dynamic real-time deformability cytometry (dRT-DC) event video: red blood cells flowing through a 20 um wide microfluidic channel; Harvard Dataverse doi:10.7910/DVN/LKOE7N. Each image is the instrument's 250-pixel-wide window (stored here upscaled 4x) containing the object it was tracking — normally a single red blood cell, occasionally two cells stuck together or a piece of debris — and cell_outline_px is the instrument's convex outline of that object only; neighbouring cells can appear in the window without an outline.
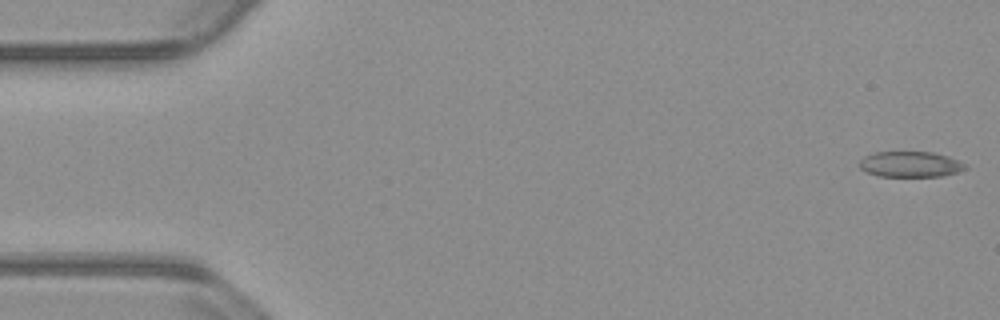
{"species": "common noctule bat (a hibernating species)", "species_latin": "Nyctalus noctula", "temperature_condition": "warm", "stored_images_in_passage": 47, "camera_frame_rate_fps": 3000, "um_per_image_px": 0.085, "animal": {"sex": "male", "body_mass_g": 23.1, "forearm_length_mm": 52.7}, "frame": {"image": 1, "passage_image": 1, "time_ms": 0.0, "image_size_px": [1000, 320], "cell_outline_px": [[968, 168], [960, 172], [940, 176], [876, 176], [860, 168], [860, 160], [864, 156], [872, 152], [932, 152], [948, 156], [968, 164]], "centroid_in_image_um": [77.42, 13.96], "position_along_channel_um": 7.6, "area_um2": 15.95}}
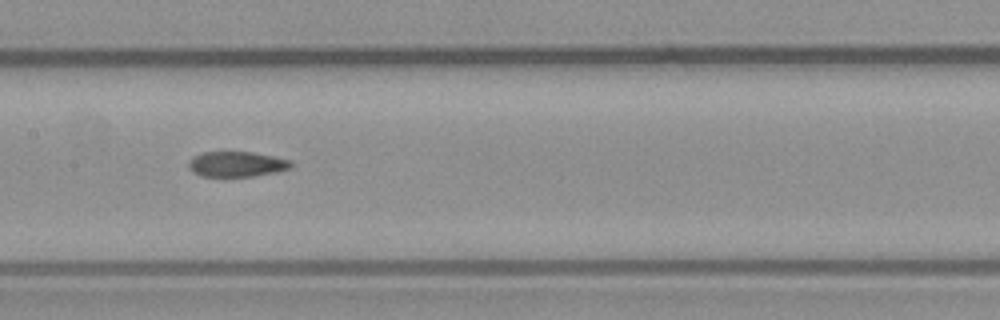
{"frame": {"image": 2, "passage_image": 26, "time_ms": 8.333, "image_size_px": [1000, 320], "cell_outline_px": [[292, 164], [288, 168], [276, 172], [252, 176], [200, 176], [192, 172], [188, 168], [188, 160], [192, 156], [200, 152], [252, 152], [292, 160]], "centroid_in_image_um": [20.05, 13.94], "position_along_channel_um": 187.4, "area_um2": 15.14}}
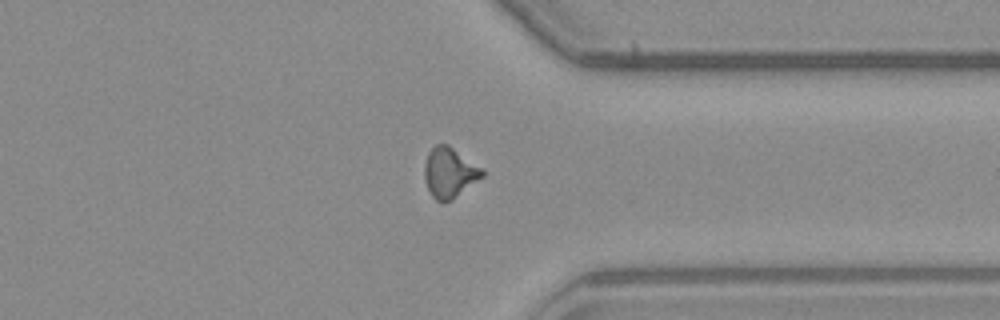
{"frame": {"image": 3, "passage_image": 41, "time_ms": 13.333, "image_size_px": [1000, 320], "cell_outline_px": [[484, 176], [452, 200], [436, 200], [432, 196], [428, 188], [424, 176], [424, 164], [428, 152], [436, 144], [448, 144], [484, 168]], "centroid_in_image_um": [38.23, 14.64], "position_along_channel_um": 373.2, "area_um2": 16.94}, "authors_computed_cell_mechanics": {"area_um2": 16.2418, "velocity_mm_per_s": 3.8083, "shape_relaxation_time_tau1_ms": null, "shape_relaxation_time_tau2_ms": 3.1661, "deformation_change_tau1": null, "deformation_change_tau2": 0.077}}